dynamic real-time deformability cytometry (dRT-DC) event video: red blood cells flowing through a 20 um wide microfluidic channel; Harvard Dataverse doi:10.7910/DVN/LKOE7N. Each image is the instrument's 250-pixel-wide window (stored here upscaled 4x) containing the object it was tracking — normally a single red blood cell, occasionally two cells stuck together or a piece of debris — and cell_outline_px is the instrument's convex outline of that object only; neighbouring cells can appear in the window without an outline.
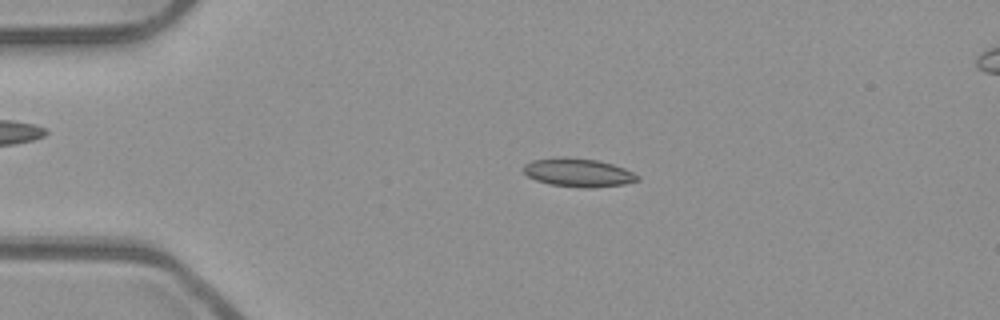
{"species": "common noctule bat (a hibernating species)", "species_latin": "Nyctalus noctula", "temperature_condition": "room temperature", "stored_images_in_passage": 52, "camera_frame_rate_fps": 3000, "um_per_image_px": 0.085, "animal": {"sex": "male", "body_mass_g": 23.1, "forearm_length_mm": 52.7}, "frame": {"image": 1, "passage_image": 11, "time_ms": 3.333, "image_size_px": [1000, 320], "cell_outline_px": [[640, 180], [624, 184], [592, 188], [584, 188], [548, 184], [536, 180], [528, 176], [524, 172], [524, 164], [532, 160], [556, 156], [568, 156], [596, 160], [612, 164], [624, 168], [640, 176]], "centroid_in_image_um": [49.14, 14.66], "position_along_channel_um": 35.9, "area_um2": 19.13}}
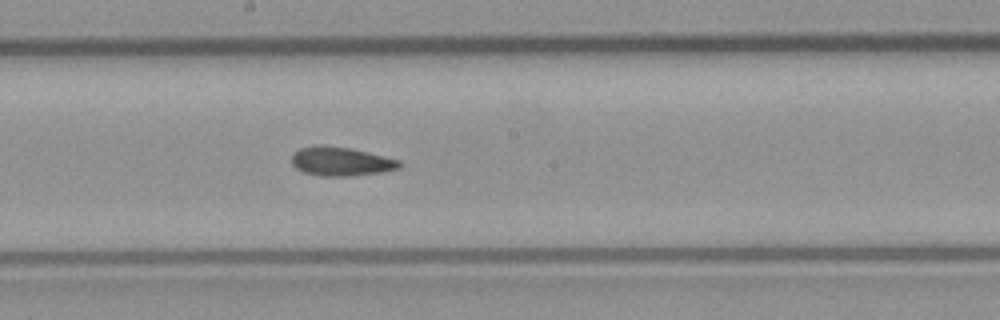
{"frame": {"image": 2, "passage_image": 28, "time_ms": 9.0, "image_size_px": [1000, 320], "cell_outline_px": [[400, 168], [384, 172], [352, 176], [320, 176], [304, 172], [296, 168], [292, 164], [292, 152], [300, 148], [316, 144], [324, 144], [348, 148], [400, 160]], "centroid_in_image_um": [28.94, 13.72], "position_along_channel_um": 219.3, "area_um2": 18.26}}
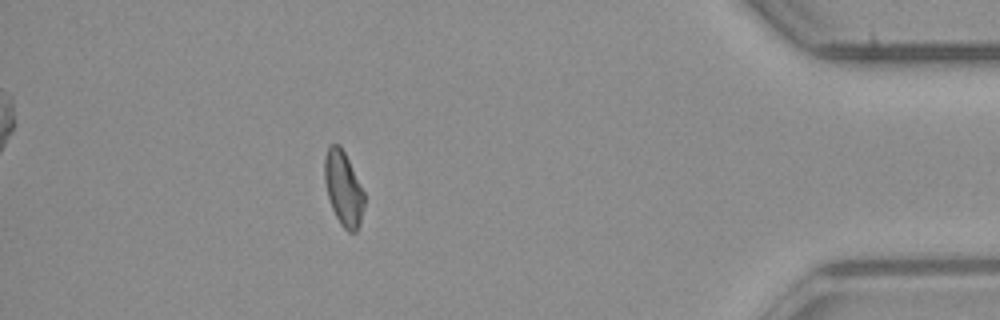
{"frame": {"image": 3, "passage_image": 46, "time_ms": 15.0, "image_size_px": [1000, 320], "cell_outline_px": [[364, 204], [360, 224], [356, 232], [348, 232], [340, 224], [332, 208], [328, 196], [324, 180], [324, 160], [328, 148], [332, 144], [340, 144], [364, 192]], "centroid_in_image_um": [29.18, 16.04], "position_along_channel_um": 406.0, "area_um2": 16.99}, "authors_computed_cell_mechanics": {"area_um2": 17.918, "velocity_mm_per_s": 3.9486, "shape_relaxation_time_tau1_ms": null, "shape_relaxation_time_tau2_ms": 6.1675, "deformation_change_tau1": null, "deformation_change_tau2": 0.123}}